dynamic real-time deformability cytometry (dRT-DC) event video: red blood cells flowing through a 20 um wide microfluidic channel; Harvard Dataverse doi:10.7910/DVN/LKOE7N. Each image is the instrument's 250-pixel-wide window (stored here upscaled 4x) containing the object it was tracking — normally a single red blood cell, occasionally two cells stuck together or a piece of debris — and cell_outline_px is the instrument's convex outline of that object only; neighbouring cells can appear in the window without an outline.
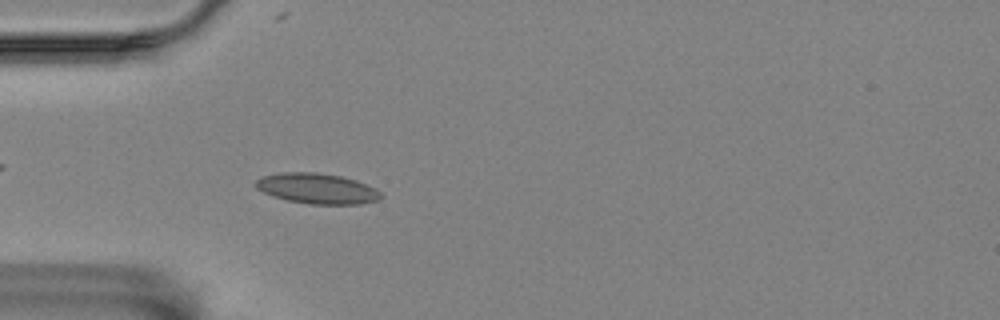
{"species": "Egyptian fruit bat (a non-hibernating species)", "species_latin": "Rousettus aegyptiacus", "temperature_condition": "room temperature", "stored_images_in_passage": 51, "camera_frame_rate_fps": 3000, "um_per_image_px": 0.085, "animal": {"sex": "female"}, "frame": {"image": 1, "passage_image": 10, "time_ms": 3.0, "image_size_px": [1000, 320], "cell_outline_px": [[384, 196], [380, 200], [360, 204], [308, 204], [288, 200], [272, 196], [256, 188], [252, 184], [260, 176], [280, 172], [316, 172], [340, 176], [356, 180], [376, 188]], "centroid_in_image_um": [26.94, 16.02], "position_along_channel_um": 58.1, "area_um2": 22.48}}
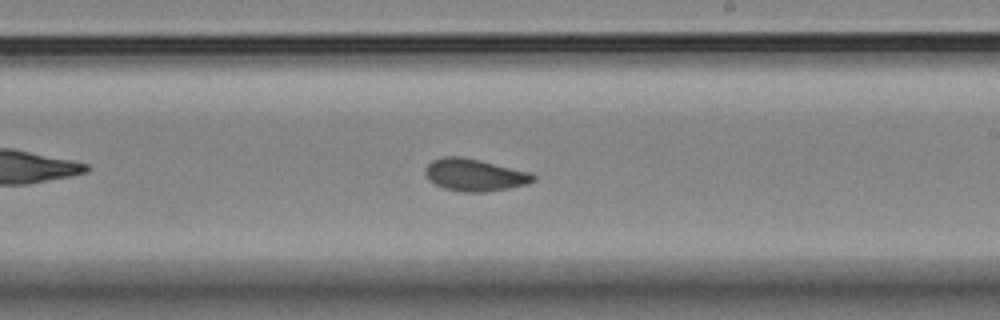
{"frame": {"image": 2, "passage_image": 27, "time_ms": 8.667, "image_size_px": [1000, 320], "cell_outline_px": [[536, 180], [528, 184], [508, 188], [484, 192], [464, 192], [444, 188], [428, 180], [424, 172], [424, 168], [432, 160], [444, 156], [460, 156], [480, 160], [532, 172], [536, 176]], "centroid_in_image_um": [40.36, 14.86], "position_along_channel_um": 248.6, "area_um2": 20.46}}
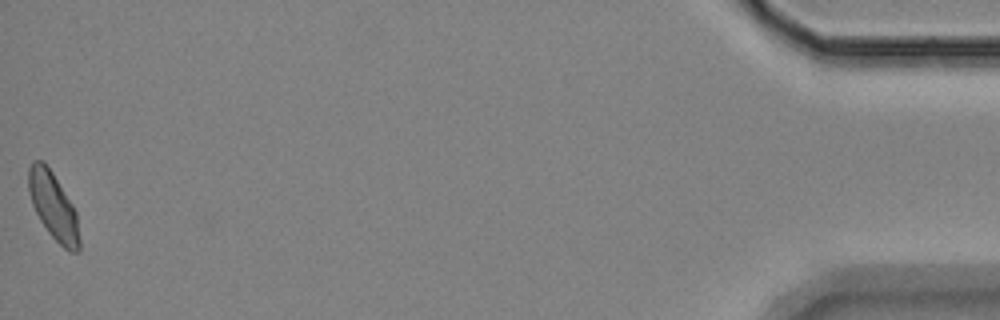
{"frame": {"image": 3, "passage_image": 51, "time_ms": 16.667, "image_size_px": [1000, 320], "cell_outline_px": [[80, 252], [68, 252], [48, 232], [40, 220], [32, 204], [28, 188], [28, 168], [32, 160], [44, 160], [52, 172], [72, 204], [76, 212], [80, 240]], "centroid_in_image_um": [4.53, 17.52], "position_along_channel_um": 430.7, "area_um2": 19.88}, "authors_computed_cell_mechanics": {"area_um2": 19.941, "velocity_mm_per_s": 3.4247, "shape_relaxation_time_tau1_ms": 8.8171, "shape_relaxation_time_tau2_ms": 1.6329, "deformation_change_tau1": 0.1452, "deformation_change_tau2": 0.0691}}